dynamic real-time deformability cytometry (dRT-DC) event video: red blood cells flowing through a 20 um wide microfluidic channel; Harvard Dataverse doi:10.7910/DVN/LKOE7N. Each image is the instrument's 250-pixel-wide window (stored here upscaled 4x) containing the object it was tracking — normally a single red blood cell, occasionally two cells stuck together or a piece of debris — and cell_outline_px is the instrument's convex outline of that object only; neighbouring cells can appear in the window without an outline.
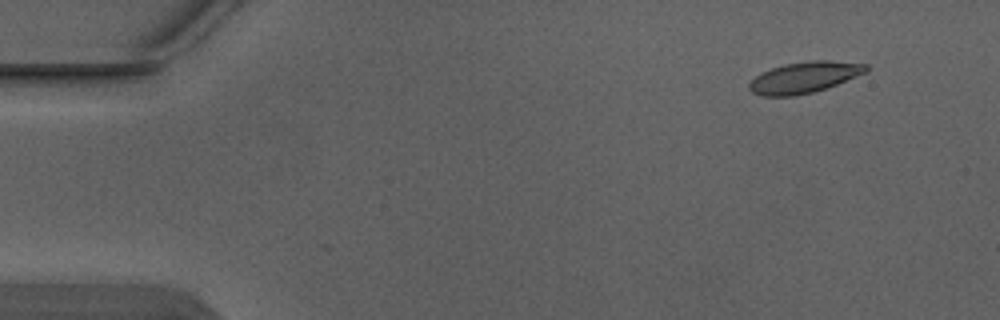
{"species": "Egyptian fruit bat (a non-hibernating species)", "species_latin": "Rousettus aegyptiacus", "temperature_condition": "warm", "stored_images_in_passage": 3, "camera_frame_rate_fps": 3000, "um_per_image_px": 0.085, "animal": {"sex": "male"}, "frame": {"image": 1, "passage_image": 1, "time_ms": 0.0, "image_size_px": [1000, 320], "cell_outline_px": [[868, 72], [836, 84], [812, 92], [796, 96], [760, 96], [752, 92], [748, 88], [748, 84], [760, 72], [784, 64], [812, 60], [828, 60], [868, 64]], "centroid_in_image_um": [68.35, 6.57], "position_along_channel_um": 16.6, "area_um2": 21.21}}
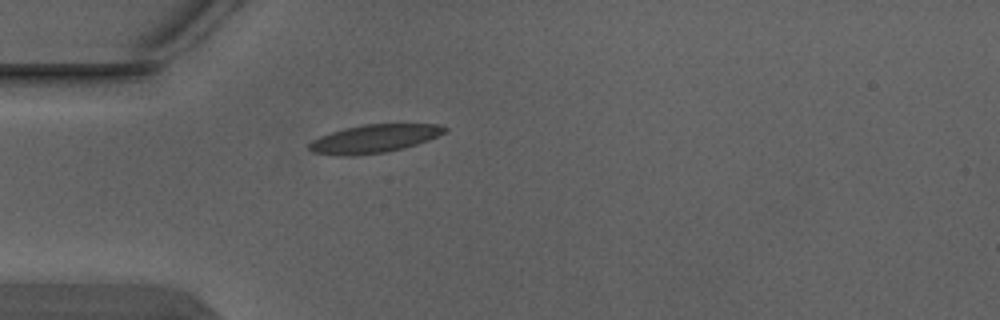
{"frame": {"image": 2, "passage_image": 3, "time_ms": 0.667, "image_size_px": [1000, 320], "cell_outline_px": [[448, 128], [444, 132], [428, 140], [416, 144], [384, 152], [352, 156], [336, 156], [312, 152], [308, 148], [308, 144], [312, 140], [320, 136], [344, 128], [364, 124], [440, 124]], "centroid_in_image_um": [31.75, 11.79], "position_along_channel_um": 53.3, "area_um2": 22.14}}